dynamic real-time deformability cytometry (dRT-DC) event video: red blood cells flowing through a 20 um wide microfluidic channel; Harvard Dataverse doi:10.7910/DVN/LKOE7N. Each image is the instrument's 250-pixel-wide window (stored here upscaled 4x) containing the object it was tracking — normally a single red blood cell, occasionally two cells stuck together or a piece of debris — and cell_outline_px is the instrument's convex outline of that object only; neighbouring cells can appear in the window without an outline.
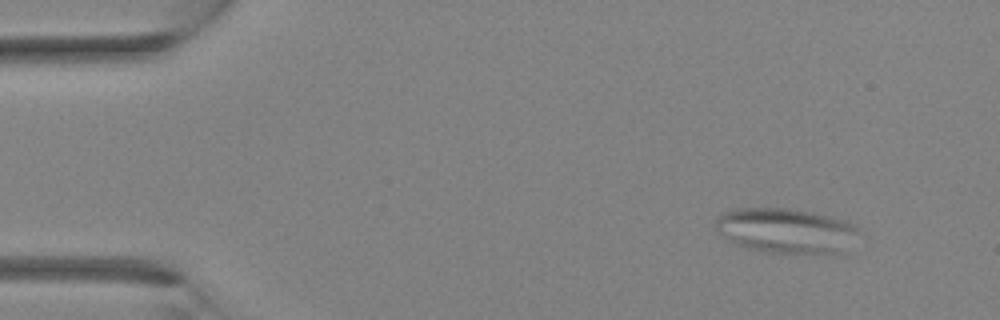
{"species": "Egyptian fruit bat (a non-hibernating species)", "species_latin": "Rousettus aegyptiacus", "temperature_condition": "room temperature", "stored_images_in_passage": 23, "camera_frame_rate_fps": 3000, "um_per_image_px": 0.085, "animal": {"sex": "female"}, "frame": {"image": 1, "passage_image": 1, "time_ms": 0.0, "image_size_px": [1000, 320], "cell_outline_px": [[860, 232], [844, 252], [764, 252], [748, 248], [728, 240], [720, 232], [716, 224], [716, 220], [724, 212], [736, 208], [788, 208], [812, 212], [844, 220], [852, 224]], "centroid_in_image_um": [66.82, 19.58], "position_along_channel_um": 18.2, "area_um2": 36.82}}
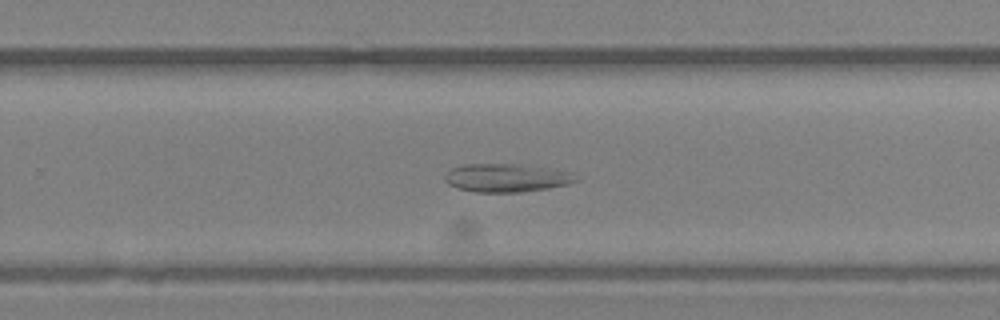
{"frame": {"image": 2, "passage_image": 20, "time_ms": 6.333, "image_size_px": [1000, 320], "cell_outline_px": [[580, 180], [568, 184], [548, 188], [520, 192], [476, 192], [456, 188], [448, 184], [444, 180], [444, 176], [452, 168], [464, 164], [524, 164], [552, 168], [572, 172], [580, 176]], "centroid_in_image_um": [43.11, 15.11], "position_along_channel_um": 286.7, "area_um2": 21.96}}
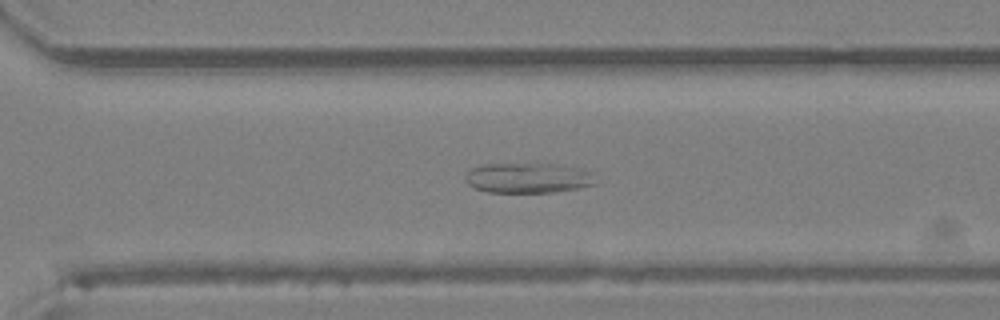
{"frame": {"image": 3, "passage_image": 22, "time_ms": 7.0, "image_size_px": [1000, 320], "cell_outline_px": [[596, 184], [580, 188], [556, 192], [488, 192], [476, 188], [468, 184], [464, 180], [468, 172], [472, 168], [484, 164], [560, 164], [584, 168], [592, 172]], "centroid_in_image_um": [44.95, 15.12], "position_along_channel_um": 325.7, "area_um2": 23.06}}